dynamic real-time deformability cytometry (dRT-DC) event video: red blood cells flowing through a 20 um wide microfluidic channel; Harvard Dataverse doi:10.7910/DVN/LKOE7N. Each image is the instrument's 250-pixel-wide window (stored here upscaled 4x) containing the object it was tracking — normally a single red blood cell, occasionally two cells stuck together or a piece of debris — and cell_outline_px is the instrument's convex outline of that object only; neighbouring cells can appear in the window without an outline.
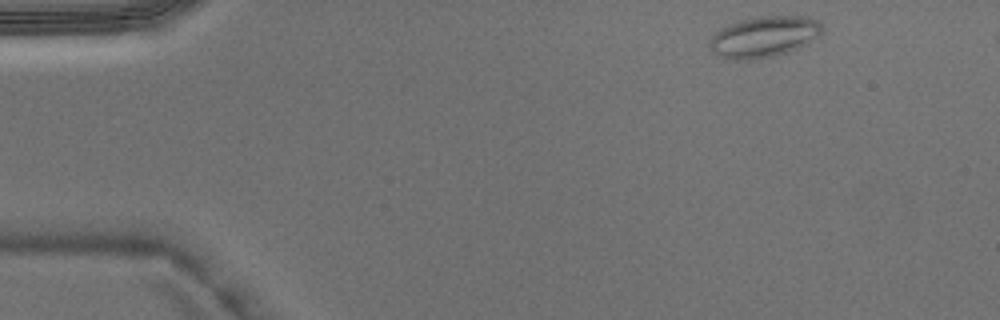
{"species": "Egyptian fruit bat (a non-hibernating species)", "species_latin": "Rousettus aegyptiacus", "temperature_condition": "warm", "stored_images_in_passage": 4, "camera_frame_rate_fps": 3000, "um_per_image_px": 0.085, "animal": {"sex": "male"}, "frame": {"image": 1, "passage_image": 1, "time_ms": 0.0, "image_size_px": [1000, 320], "cell_outline_px": [[824, 32], [820, 36], [788, 52], [776, 56], [752, 60], [732, 60], [712, 52], [708, 48], [708, 40], [720, 28], [728, 24], [740, 20], [756, 16], [808, 16], [820, 20], [824, 28]], "centroid_in_image_um": [64.95, 3.11], "position_along_channel_um": 20.1, "area_um2": 27.4}}